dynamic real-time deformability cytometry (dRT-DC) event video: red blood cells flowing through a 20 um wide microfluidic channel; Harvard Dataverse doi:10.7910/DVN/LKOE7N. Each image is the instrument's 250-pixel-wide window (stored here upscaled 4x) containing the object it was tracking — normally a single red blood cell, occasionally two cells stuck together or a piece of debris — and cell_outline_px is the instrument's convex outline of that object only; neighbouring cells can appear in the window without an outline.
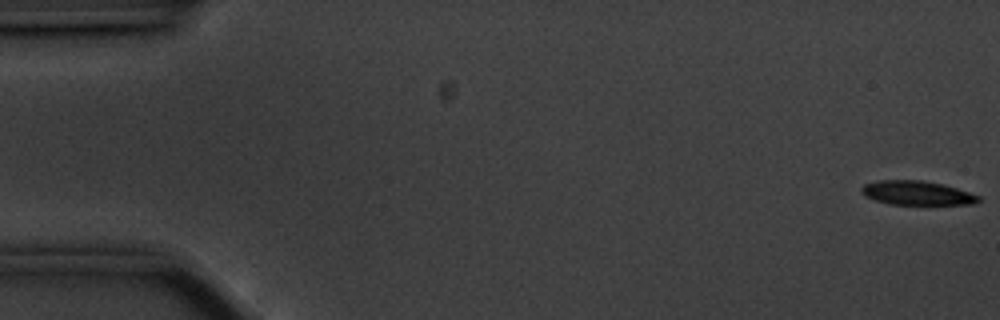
{"species": "common noctule bat (a hibernating species)", "species_latin": "Nyctalus noctula", "temperature_condition": "cold", "stored_images_in_passage": 57, "camera_frame_rate_fps": 3000, "um_per_image_px": 0.085, "animal": {"sex": "male", "body_mass_g": 20.1, "forearm_length_mm": 53.5}, "frame": {"image": 1, "passage_image": 1, "time_ms": 0.0, "image_size_px": [1000, 320], "cell_outline_px": [[980, 200], [972, 204], [888, 204], [864, 196], [860, 192], [860, 188], [864, 184], [876, 180], [920, 180], [944, 184], [980, 196]], "centroid_in_image_um": [77.88, 16.39], "position_along_channel_um": 7.1, "area_um2": 16.42}}
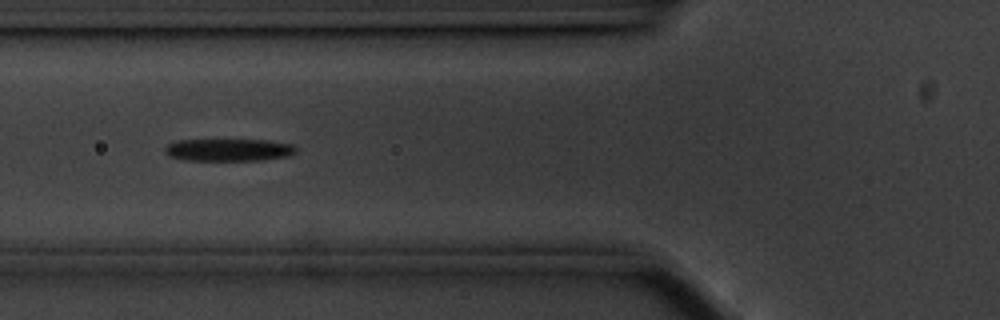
{"frame": {"image": 2, "passage_image": 21, "time_ms": 6.667, "image_size_px": [1000, 320], "cell_outline_px": [[296, 152], [288, 156], [260, 160], [184, 160], [168, 156], [164, 152], [164, 148], [168, 144], [176, 140], [268, 140], [292, 144], [296, 148]], "centroid_in_image_um": [19.41, 12.74], "position_along_channel_um": 106.4, "area_um2": 17.11}}
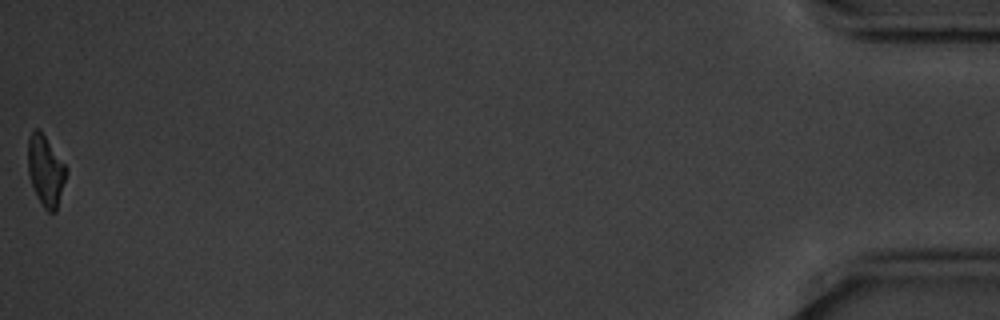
{"frame": {"image": 3, "passage_image": 57, "time_ms": 18.667, "image_size_px": [1000, 320], "cell_outline_px": [[68, 172], [56, 212], [48, 212], [44, 208], [36, 196], [28, 172], [28, 136], [32, 128], [40, 128], [68, 168]], "centroid_in_image_um": [3.89, 14.47], "position_along_channel_um": 431.3, "area_um2": 16.13}, "authors_computed_cell_mechanics": {"area_um2": 17.2244, "velocity_mm_per_s": 3.5208, "shape_relaxation_time_tau1_ms": 2.4345, "shape_relaxation_time_tau2_ms": 3.244, "deformation_change_tau1": 0.1236, "deformation_change_tau2": 0.1182}}